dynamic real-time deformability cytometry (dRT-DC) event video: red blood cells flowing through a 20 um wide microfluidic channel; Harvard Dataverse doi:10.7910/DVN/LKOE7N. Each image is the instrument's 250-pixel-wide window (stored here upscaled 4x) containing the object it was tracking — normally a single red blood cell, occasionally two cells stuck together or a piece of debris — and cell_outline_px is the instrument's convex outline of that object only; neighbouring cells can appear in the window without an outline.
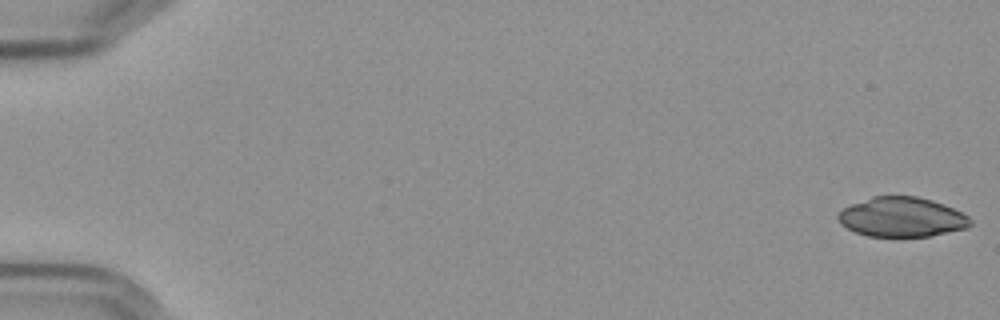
{"species": "Egyptian fruit bat (a non-hibernating species)", "species_latin": "Rousettus aegyptiacus", "temperature_condition": "cold", "stored_images_in_passage": 56, "camera_frame_rate_fps": 3000, "um_per_image_px": 0.085, "frame": {"image": 1, "passage_image": 1, "time_ms": 0.0, "image_size_px": [1000, 320], "cell_outline_px": [[972, 224], [964, 228], [932, 236], [868, 236], [856, 232], [840, 224], [836, 216], [844, 208], [852, 204], [872, 196], [916, 196], [932, 200], [952, 208], [968, 216], [972, 220]], "centroid_in_image_um": [76.64, 18.45], "position_along_channel_um": 8.4, "area_um2": 30.29}}
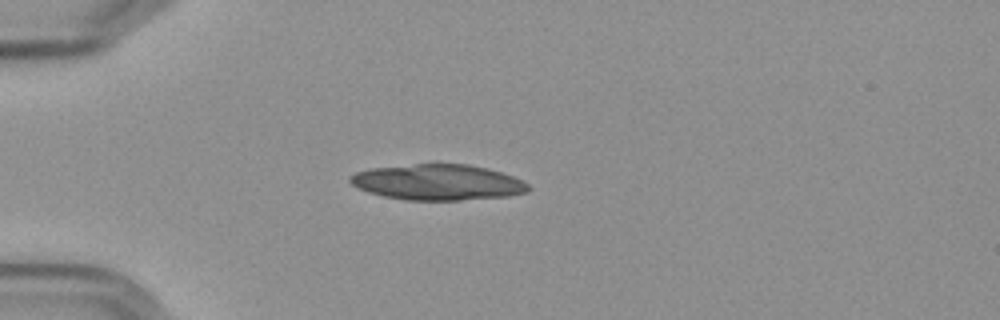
{"frame": {"image": 2, "passage_image": 16, "time_ms": 5.0, "image_size_px": [1000, 320], "cell_outline_px": [[532, 188], [528, 192], [508, 196], [460, 200], [408, 200], [384, 196], [368, 192], [352, 184], [348, 180], [348, 176], [356, 172], [372, 168], [432, 160], [468, 164], [488, 168], [512, 176], [528, 184]], "centroid_in_image_um": [37.2, 15.44], "position_along_channel_um": 47.8, "area_um2": 38.15}}